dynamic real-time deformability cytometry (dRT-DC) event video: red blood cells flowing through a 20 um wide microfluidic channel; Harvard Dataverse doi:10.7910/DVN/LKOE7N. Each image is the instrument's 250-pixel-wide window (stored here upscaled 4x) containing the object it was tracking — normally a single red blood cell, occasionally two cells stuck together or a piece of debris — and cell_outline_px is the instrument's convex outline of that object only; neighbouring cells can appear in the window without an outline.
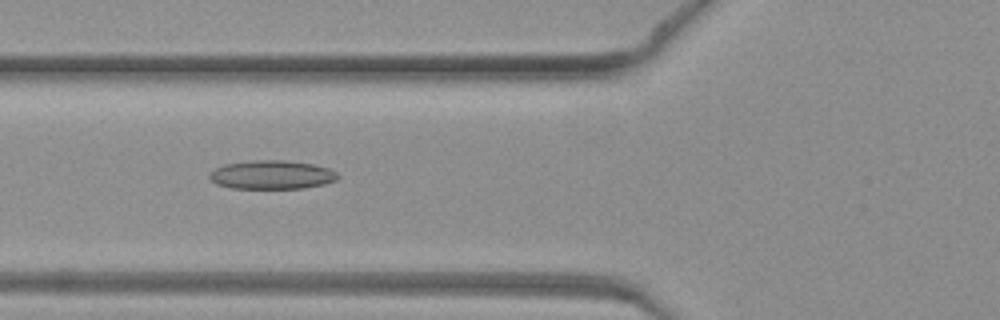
{"species": "common noctule bat (a hibernating species)", "species_latin": "Nyctalus noctula", "temperature_condition": "warm", "stored_images_in_passage": 47, "camera_frame_rate_fps": 3000, "um_per_image_px": 0.085, "animal": {"sex": "female", "body_mass_g": 19.3, "forearm_length_mm": 54.1}, "frame": {"image": 1, "passage_image": 18, "time_ms": 5.667, "image_size_px": [1000, 320], "cell_outline_px": [[340, 176], [336, 180], [324, 184], [304, 188], [232, 188], [216, 184], [208, 176], [216, 168], [224, 164], [252, 160], [284, 160], [312, 164], [328, 168], [336, 172]], "centroid_in_image_um": [23.11, 14.85], "position_along_channel_um": 102.7, "area_um2": 21.39}}
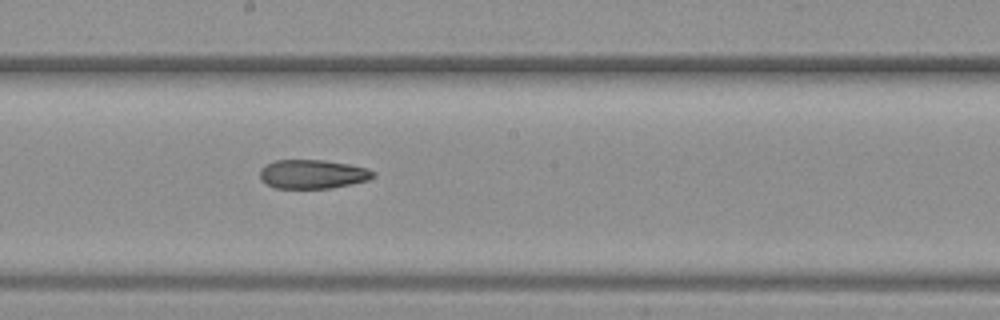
{"frame": {"image": 2, "passage_image": 26, "time_ms": 8.333, "image_size_px": [1000, 320], "cell_outline_px": [[376, 176], [368, 180], [352, 184], [332, 188], [276, 188], [264, 184], [260, 180], [260, 168], [276, 160], [324, 160], [348, 164], [368, 168], [376, 172]], "centroid_in_image_um": [26.59, 14.81], "position_along_channel_um": 221.6, "area_um2": 19.31}}
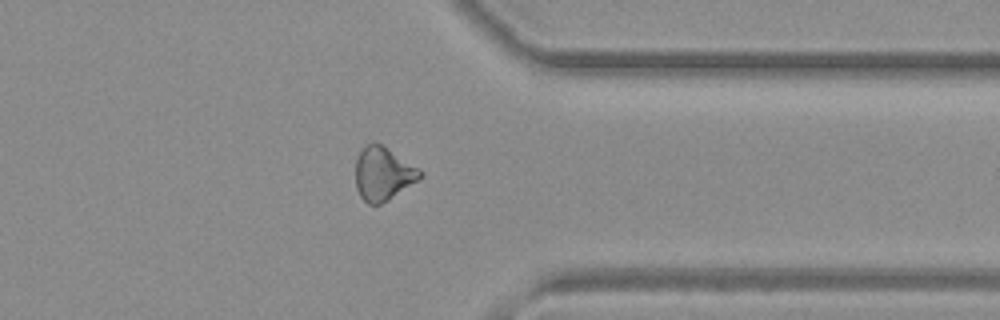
{"frame": {"image": 3, "passage_image": 37, "time_ms": 12.0, "image_size_px": [1000, 320], "cell_outline_px": [[424, 176], [388, 200], [380, 204], [368, 204], [360, 196], [356, 188], [356, 156], [372, 140], [376, 140], [420, 168], [424, 172]], "centroid_in_image_um": [32.58, 14.73], "position_along_channel_um": 378.8, "area_um2": 20.35}}